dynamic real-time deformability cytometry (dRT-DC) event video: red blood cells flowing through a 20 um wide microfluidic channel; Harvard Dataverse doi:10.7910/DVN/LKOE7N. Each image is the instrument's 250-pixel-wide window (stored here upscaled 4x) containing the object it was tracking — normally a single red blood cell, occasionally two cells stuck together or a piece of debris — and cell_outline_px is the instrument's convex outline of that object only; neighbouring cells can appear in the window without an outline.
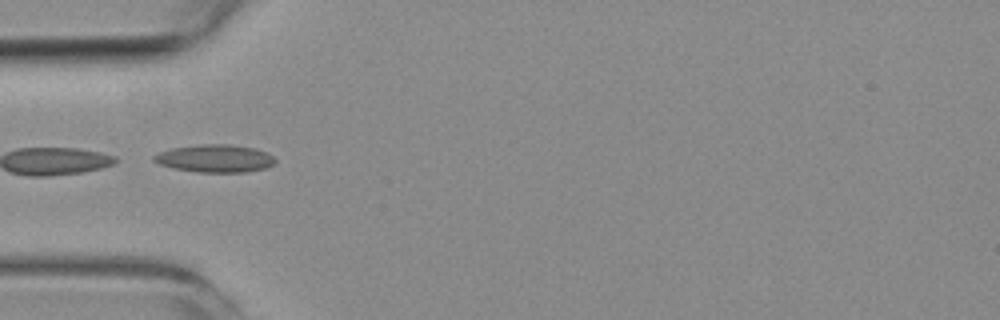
{"species": "common noctule bat (a hibernating species)", "species_latin": "Nyctalus noctula", "temperature_condition": "room temperature", "stored_images_in_passage": 4, "camera_frame_rate_fps": 3000, "um_per_image_px": 0.085, "animal": {"sex": "female", "body_mass_g": 19.3, "forearm_length_mm": 54.1}, "frame": {"image": 1, "passage_image": 3, "time_ms": 2.667, "image_size_px": [1000, 320], "cell_outline_px": [[276, 160], [272, 164], [264, 168], [244, 172], [196, 172], [172, 168], [160, 164], [152, 160], [152, 156], [160, 152], [172, 148], [204, 144], [228, 144], [256, 148], [272, 156]], "centroid_in_image_um": [18.24, 13.47], "position_along_channel_um": 66.8, "area_um2": 19.42}}